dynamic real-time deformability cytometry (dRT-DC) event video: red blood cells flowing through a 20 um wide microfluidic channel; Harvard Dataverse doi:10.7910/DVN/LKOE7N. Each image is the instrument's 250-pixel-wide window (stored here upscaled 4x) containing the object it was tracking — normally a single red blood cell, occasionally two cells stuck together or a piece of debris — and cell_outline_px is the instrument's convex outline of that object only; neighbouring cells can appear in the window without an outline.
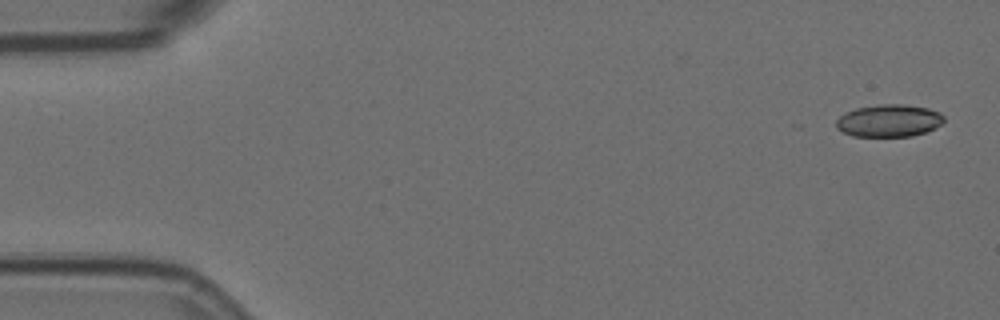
{"species": "Egyptian fruit bat (a non-hibernating species)", "species_latin": "Rousettus aegyptiacus", "temperature_condition": "room temperature", "stored_images_in_passage": 2, "camera_frame_rate_fps": 3000, "um_per_image_px": 0.085, "animal": {"sex": "female"}, "frame": {"image": 1, "passage_image": 1, "time_ms": 0.0, "image_size_px": [1000, 320], "cell_outline_px": [[944, 120], [936, 128], [912, 136], [852, 136], [836, 128], [836, 120], [844, 112], [856, 108], [880, 104], [904, 104], [928, 108], [940, 112], [944, 116]], "centroid_in_image_um": [75.56, 10.25], "position_along_channel_um": 9.4, "area_um2": 20.4}}